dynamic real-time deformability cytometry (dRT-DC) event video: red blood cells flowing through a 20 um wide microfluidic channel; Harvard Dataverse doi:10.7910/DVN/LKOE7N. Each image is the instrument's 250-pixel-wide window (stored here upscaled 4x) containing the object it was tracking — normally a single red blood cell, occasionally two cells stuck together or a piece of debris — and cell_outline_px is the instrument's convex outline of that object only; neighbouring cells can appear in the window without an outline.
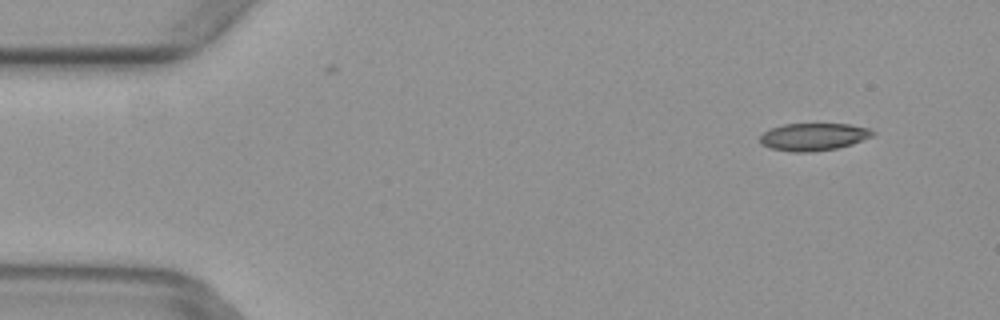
{"species": "common noctule bat (a hibernating species)", "species_latin": "Nyctalus noctula", "temperature_condition": "warm", "stored_images_in_passage": 6, "camera_frame_rate_fps": 3000, "um_per_image_px": 0.085, "animal": {"sex": "female", "body_mass_g": 29.2, "forearm_length_mm": 56.3}, "frame": {"image": 1, "passage_image": 2, "time_ms": 0.333, "image_size_px": [1000, 320], "cell_outline_px": [[876, 132], [872, 136], [852, 144], [836, 148], [808, 152], [792, 152], [772, 148], [760, 144], [760, 136], [764, 132], [772, 128], [784, 124], [848, 124], [872, 128]], "centroid_in_image_um": [69.17, 11.62], "position_along_channel_um": 15.8, "area_um2": 17.98}}
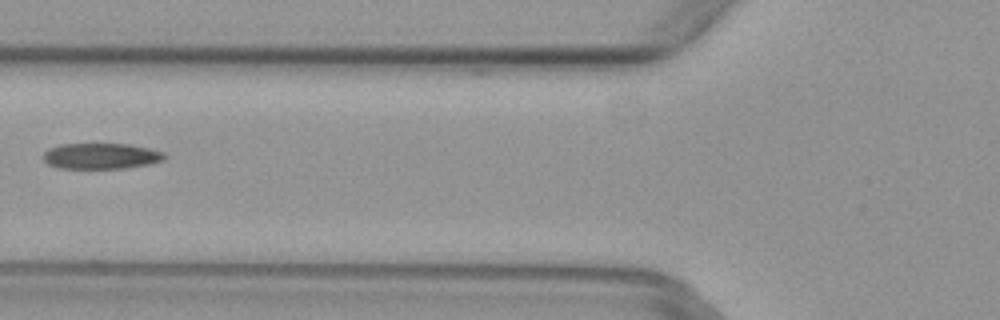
{"frame": {"image": 2, "passage_image": 6, "time_ms": 1.667, "image_size_px": [1000, 320], "cell_outline_px": [[168, 156], [164, 160], [152, 164], [128, 168], [60, 168], [48, 164], [40, 156], [48, 148], [60, 144], [128, 144], [148, 148], [164, 152]], "centroid_in_image_um": [8.6, 13.26], "position_along_channel_um": 117.2, "area_um2": 18.5}}